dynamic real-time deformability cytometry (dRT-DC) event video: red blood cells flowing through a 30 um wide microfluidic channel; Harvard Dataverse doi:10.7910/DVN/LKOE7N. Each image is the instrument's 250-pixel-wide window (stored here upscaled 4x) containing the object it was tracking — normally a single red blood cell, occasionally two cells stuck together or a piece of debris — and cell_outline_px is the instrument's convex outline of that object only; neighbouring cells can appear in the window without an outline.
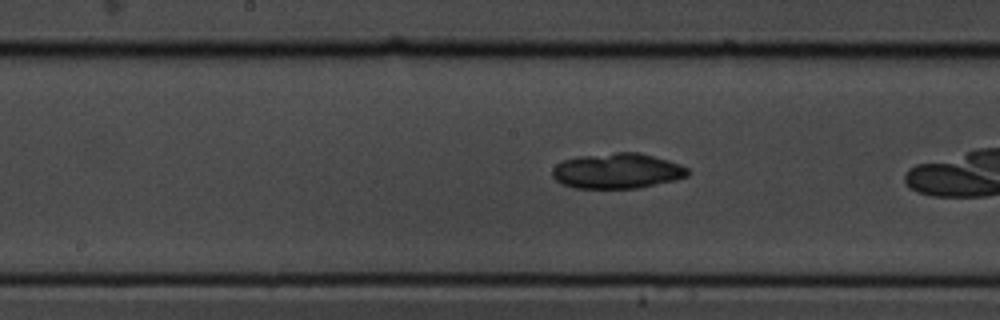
{"species": "common noctule bat (a hibernating species)", "species_latin": "Nyctalus noctula", "temperature_condition": "cold", "stored_images_in_passage": 29, "camera_frame_rate_fps": 3000, "um_per_image_px": 0.085, "animal": {"sex": "male", "body_mass_g": 19.5, "forearm_length_mm": 54.6}, "frame": {"image": 1, "passage_image": 13, "time_ms": 4.0, "image_size_px": [1000, 320], "cell_outline_px": [[688, 176], [676, 180], [636, 188], [576, 188], [560, 184], [552, 176], [552, 168], [556, 164], [564, 160], [576, 156], [616, 152], [640, 152], [668, 160], [680, 164], [688, 168]], "centroid_in_image_um": [52.44, 14.52], "position_along_channel_um": 195.8, "area_um2": 28.09}}